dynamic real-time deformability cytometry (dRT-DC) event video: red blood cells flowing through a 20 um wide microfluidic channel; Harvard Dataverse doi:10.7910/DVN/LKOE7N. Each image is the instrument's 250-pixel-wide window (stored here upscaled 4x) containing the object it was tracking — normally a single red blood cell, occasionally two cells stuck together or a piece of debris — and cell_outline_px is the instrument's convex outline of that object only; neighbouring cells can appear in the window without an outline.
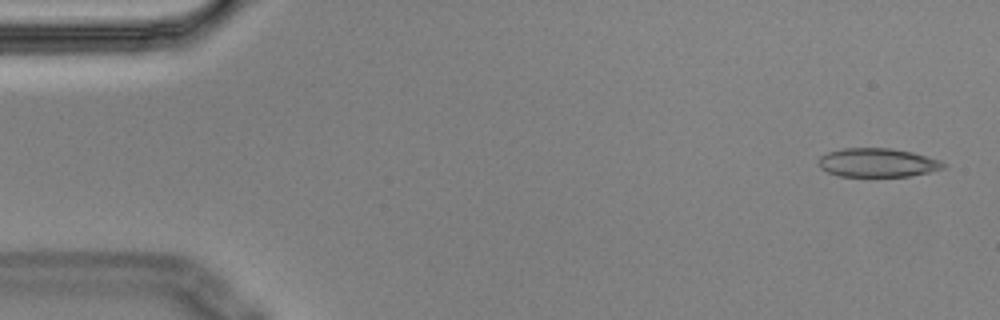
{"species": "Egyptian fruit bat (a non-hibernating species)", "species_latin": "Rousettus aegyptiacus", "temperature_condition": "cold", "stored_images_in_passage": 6, "camera_frame_rate_fps": 3000, "um_per_image_px": 0.085, "animal": {"sex": "male"}, "frame": {"image": 1, "passage_image": 1, "time_ms": 0.0, "image_size_px": [1000, 320], "cell_outline_px": [[944, 168], [928, 172], [908, 176], [840, 176], [828, 172], [820, 168], [820, 156], [828, 152], [844, 148], [888, 148], [912, 152], [940, 160], [944, 164]], "centroid_in_image_um": [74.57, 13.82], "position_along_channel_um": 10.4, "area_um2": 20.63}}
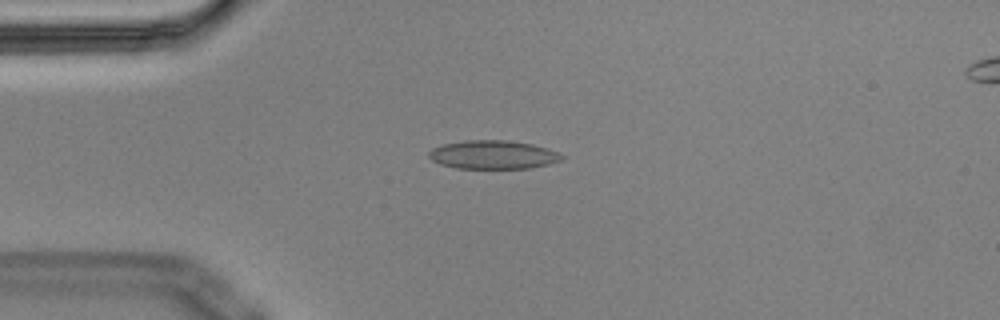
{"frame": {"image": 2, "passage_image": 4, "time_ms": 1.0, "image_size_px": [1000, 320], "cell_outline_px": [[564, 156], [560, 160], [548, 164], [528, 168], [456, 168], [440, 164], [432, 160], [428, 156], [428, 152], [432, 148], [444, 144], [464, 140], [508, 140], [532, 144], [560, 152]], "centroid_in_image_um": [41.89, 13.14], "position_along_channel_um": 43.1, "area_um2": 22.08}}